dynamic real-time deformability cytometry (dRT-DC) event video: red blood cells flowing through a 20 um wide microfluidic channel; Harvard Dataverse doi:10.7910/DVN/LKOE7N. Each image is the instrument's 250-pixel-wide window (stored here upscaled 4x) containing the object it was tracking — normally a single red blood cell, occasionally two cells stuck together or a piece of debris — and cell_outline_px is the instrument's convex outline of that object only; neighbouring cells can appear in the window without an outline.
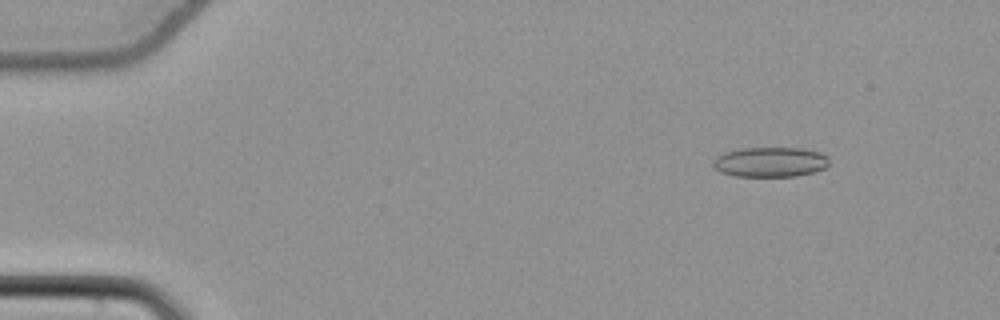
{"species": "common noctule bat (a hibernating species)", "species_latin": "Nyctalus noctula", "temperature_condition": "cold", "stored_images_in_passage": 51, "camera_frame_rate_fps": 3000, "um_per_image_px": 0.085, "animal": {"sex": "female", "body_mass_g": 22.7, "forearm_length_mm": 54.2}, "frame": {"image": 1, "passage_image": 7, "time_ms": 2.0, "image_size_px": [1000, 320], "cell_outline_px": [[828, 164], [824, 168], [816, 172], [796, 176], [736, 176], [720, 172], [712, 164], [712, 160], [716, 156], [724, 152], [744, 148], [804, 148], [820, 152], [828, 156]], "centroid_in_image_um": [65.48, 13.77], "position_along_channel_um": 19.5, "area_um2": 20.35}}
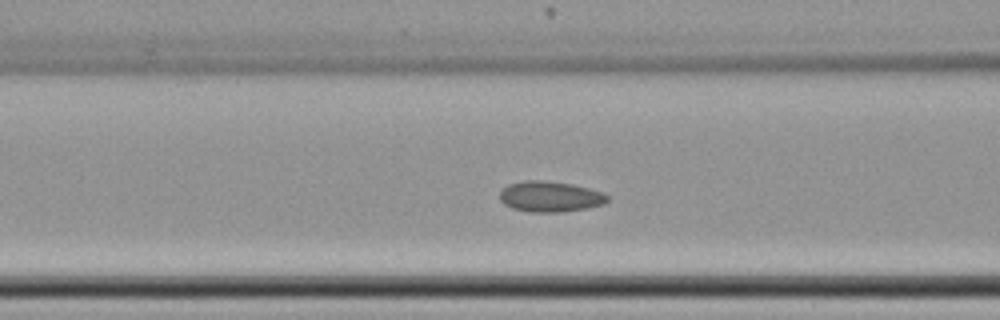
{"frame": {"image": 2, "passage_image": 19, "time_ms": 6.0, "image_size_px": [1000, 320], "cell_outline_px": [[608, 200], [604, 204], [588, 208], [560, 212], [528, 212], [512, 208], [504, 204], [500, 200], [500, 192], [508, 184], [524, 180], [544, 180], [572, 184], [604, 192], [608, 196]], "centroid_in_image_um": [46.76, 16.71], "position_along_channel_um": 119.8, "area_um2": 19.36}}
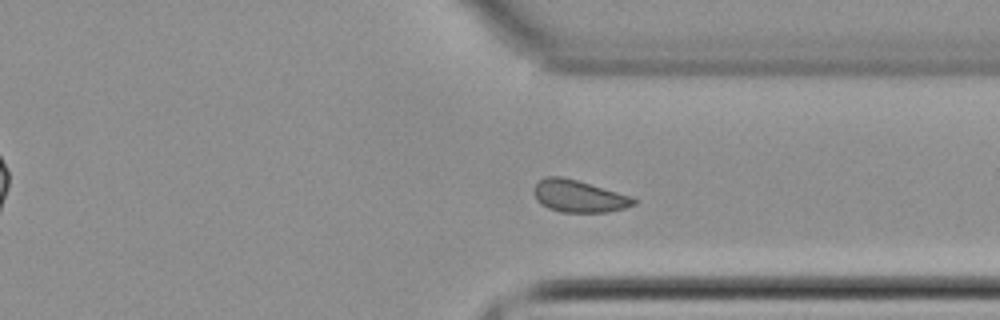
{"frame": {"image": 3, "passage_image": 38, "time_ms": 12.333, "image_size_px": [1000, 320], "cell_outline_px": [[636, 204], [624, 208], [608, 212], [560, 212], [548, 208], [540, 204], [536, 200], [532, 188], [544, 176], [560, 176], [576, 180], [616, 192], [628, 196], [636, 200]], "centroid_in_image_um": [49.12, 16.68], "position_along_channel_um": 362.3, "area_um2": 18.5}, "authors_computed_cell_mechanics": {"area_um2": 18.9584, "velocity_mm_per_s": 3.8145, "shape_relaxation_time_tau1_ms": null, "shape_relaxation_time_tau2_ms": 1.5618, "deformation_change_tau1": null, "deformation_change_tau2": 0.0488}}